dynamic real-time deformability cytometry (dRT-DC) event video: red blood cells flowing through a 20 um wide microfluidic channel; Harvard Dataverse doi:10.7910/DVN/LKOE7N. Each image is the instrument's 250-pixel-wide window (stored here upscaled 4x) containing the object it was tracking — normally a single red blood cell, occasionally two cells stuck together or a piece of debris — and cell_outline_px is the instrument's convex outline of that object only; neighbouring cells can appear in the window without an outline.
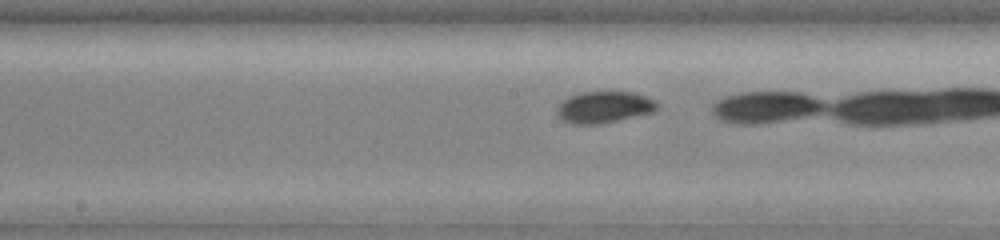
{"species": "common noctule bat (a hibernating species)", "species_latin": "Nyctalus noctula", "temperature_condition": "warm", "stored_images_in_passage": 18, "camera_frame_rate_fps": 3000, "um_per_image_px": 0.085, "animal": {"sex": "female", "body_mass_g": 19.0, "forearm_length_mm": 51.5}, "frame": {"image": 1, "passage_image": 17, "time_ms": 5.333, "image_size_px": [1000, 240], "cell_outline_px": [[660, 108], [652, 112], [600, 124], [572, 124], [564, 120], [556, 112], [556, 108], [568, 96], [580, 92], [636, 92], [656, 100], [660, 104]], "centroid_in_image_um": [51.39, 9.09], "position_along_channel_um": 196.8, "area_um2": 18.5}}